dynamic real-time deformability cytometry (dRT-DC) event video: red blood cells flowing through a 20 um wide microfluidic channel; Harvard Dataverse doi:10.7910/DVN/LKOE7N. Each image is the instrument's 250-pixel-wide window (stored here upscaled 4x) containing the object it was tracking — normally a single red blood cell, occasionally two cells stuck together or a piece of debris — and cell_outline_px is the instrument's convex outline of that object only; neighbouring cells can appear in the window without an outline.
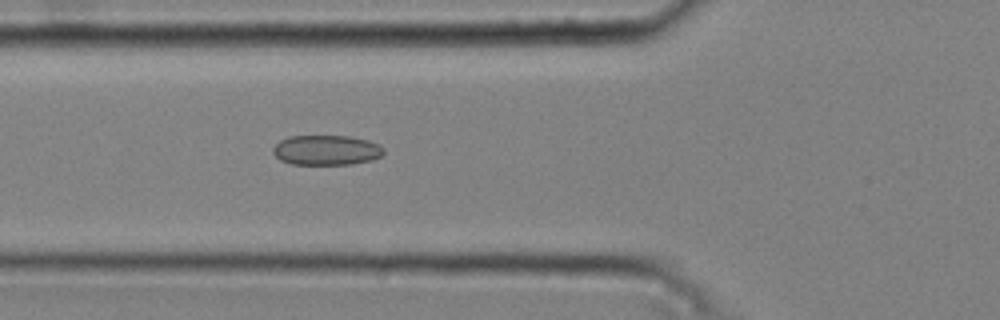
{"species": "common noctule bat (a hibernating species)", "species_latin": "Nyctalus noctula", "temperature_condition": "cold", "stored_images_in_passage": 47, "camera_frame_rate_fps": 3000, "um_per_image_px": 0.085, "animal": {"sex": "male", "body_mass_g": 20.4}, "frame": {"image": 1, "passage_image": 19, "time_ms": 6.0, "image_size_px": [1000, 320], "cell_outline_px": [[384, 152], [380, 156], [372, 160], [352, 164], [292, 164], [280, 160], [272, 152], [272, 148], [280, 140], [288, 136], [348, 136], [368, 140], [380, 144], [384, 148]], "centroid_in_image_um": [27.74, 12.76], "position_along_channel_um": 98.1, "area_um2": 19.42}}
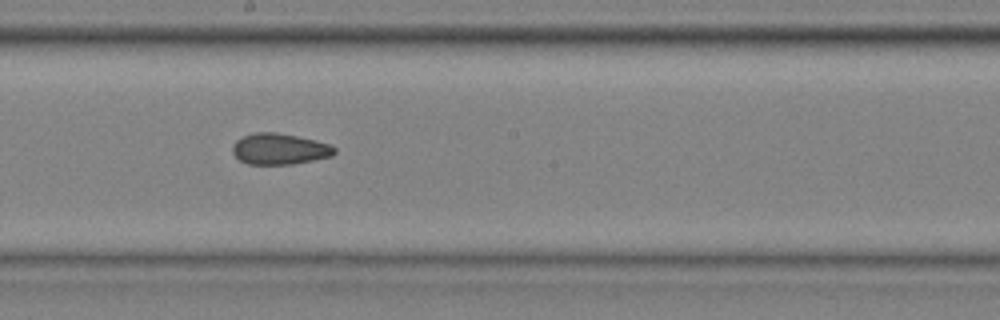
{"frame": {"image": 2, "passage_image": 29, "time_ms": 9.333, "image_size_px": [1000, 320], "cell_outline_px": [[336, 152], [332, 156], [292, 164], [248, 164], [240, 160], [232, 152], [232, 148], [236, 140], [244, 136], [256, 132], [276, 132], [316, 140], [328, 144], [336, 148]], "centroid_in_image_um": [23.76, 12.66], "position_along_channel_um": 224.4, "area_um2": 18.32}}
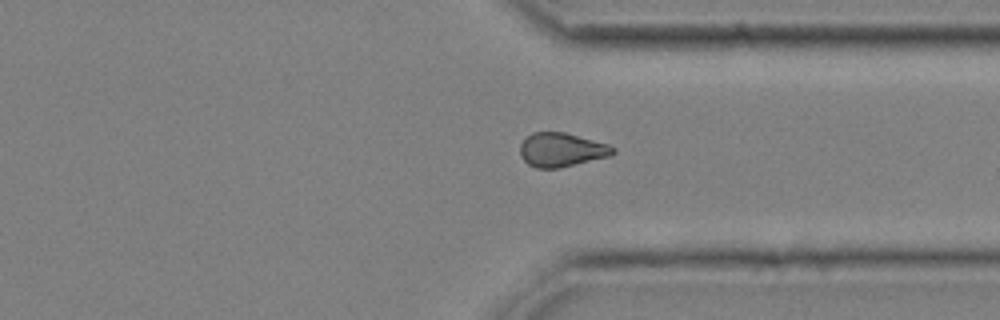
{"frame": {"image": 3, "passage_image": 40, "time_ms": 13.0, "image_size_px": [1000, 320], "cell_outline_px": [[616, 152], [608, 156], [560, 168], [536, 168], [528, 164], [520, 156], [520, 144], [532, 132], [564, 132], [608, 144], [616, 148]], "centroid_in_image_um": [47.71, 12.73], "position_along_channel_um": 363.7, "area_um2": 18.26}, "authors_computed_cell_mechanics": {"area_um2": 18.6116, "velocity_mm_per_s": 3.7866, "shape_relaxation_time_tau1_ms": null, "shape_relaxation_time_tau2_ms": 3.2396, "deformation_change_tau1": null, "deformation_change_tau2": 0.1008}}